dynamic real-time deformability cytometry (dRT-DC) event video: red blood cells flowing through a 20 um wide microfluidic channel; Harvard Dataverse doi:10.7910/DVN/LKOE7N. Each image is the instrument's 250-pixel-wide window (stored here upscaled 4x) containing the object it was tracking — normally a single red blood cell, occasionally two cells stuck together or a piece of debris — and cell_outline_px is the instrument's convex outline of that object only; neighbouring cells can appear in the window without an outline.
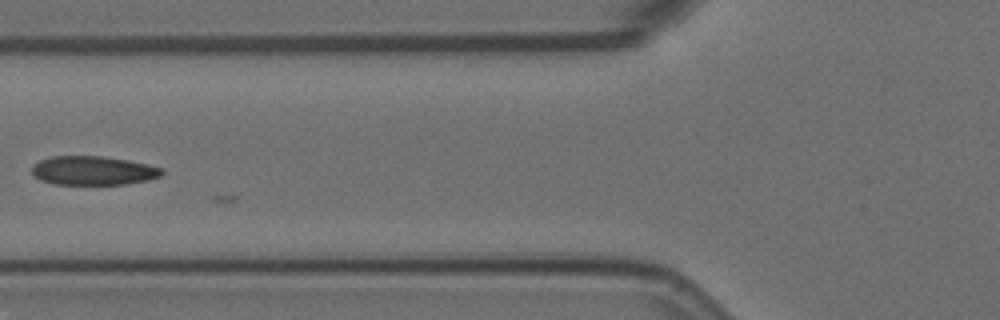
{"species": "Egyptian fruit bat (a non-hibernating species)", "species_latin": "Rousettus aegyptiacus", "temperature_condition": "room temperature", "stored_images_in_passage": 5, "camera_frame_rate_fps": 3000, "um_per_image_px": 0.085, "animal": {"sex": "female"}, "frame": {"image": 1, "passage_image": 4, "time_ms": 1.0, "image_size_px": [1000, 320], "cell_outline_px": [[164, 172], [160, 176], [148, 180], [128, 184], [56, 184], [40, 180], [32, 176], [32, 164], [40, 160], [52, 156], [100, 156], [128, 160], [148, 164], [164, 168]], "centroid_in_image_um": [7.92, 14.5], "position_along_channel_um": 117.9, "area_um2": 22.08}}